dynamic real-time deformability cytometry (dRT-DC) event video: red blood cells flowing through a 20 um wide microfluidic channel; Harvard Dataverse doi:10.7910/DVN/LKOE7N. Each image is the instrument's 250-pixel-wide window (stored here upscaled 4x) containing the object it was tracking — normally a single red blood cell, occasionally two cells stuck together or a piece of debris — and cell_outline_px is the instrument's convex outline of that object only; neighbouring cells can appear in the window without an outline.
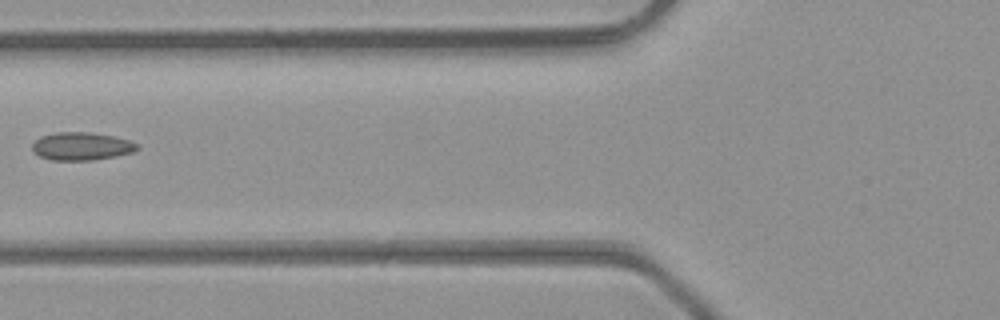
{"species": "common noctule bat (a hibernating species)", "species_latin": "Nyctalus noctula", "temperature_condition": "room temperature", "stored_images_in_passage": 2, "camera_frame_rate_fps": 3000, "um_per_image_px": 0.085, "animal": {"sex": "male", "body_mass_g": 23.1, "forearm_length_mm": 52.7}, "frame": {"image": 1, "passage_image": 2, "time_ms": 0.333, "image_size_px": [1000, 320], "cell_outline_px": [[140, 148], [132, 152], [116, 156], [92, 160], [52, 160], [40, 156], [32, 152], [32, 144], [40, 136], [56, 132], [92, 132], [112, 136], [128, 140], [140, 144]], "centroid_in_image_um": [6.92, 12.43], "position_along_channel_um": 118.9, "area_um2": 17.17}}